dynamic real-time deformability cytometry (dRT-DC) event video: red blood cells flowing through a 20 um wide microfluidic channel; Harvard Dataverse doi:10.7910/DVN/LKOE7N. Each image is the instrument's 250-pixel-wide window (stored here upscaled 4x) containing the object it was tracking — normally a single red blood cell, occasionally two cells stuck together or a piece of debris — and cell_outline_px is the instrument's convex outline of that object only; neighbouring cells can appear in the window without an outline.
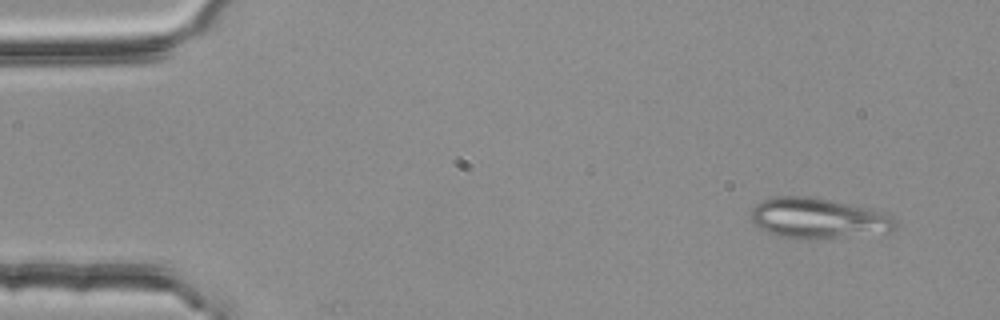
{"species": "common noctule bat (a hibernating species)", "species_latin": "Nyctalus noctula", "temperature_condition": "room temperature", "stored_images_in_passage": 12, "camera_frame_rate_fps": 3000, "um_per_image_px": 0.085, "animal": {"sex": "female", "body_mass_g": 25.1}, "frame": {"image": 1, "passage_image": 4, "time_ms": 1.0, "image_size_px": [1000, 320], "cell_outline_px": [[896, 228], [892, 232], [836, 236], [784, 236], [768, 232], [760, 228], [748, 216], [752, 208], [760, 200], [776, 196], [812, 196], [884, 212], [892, 216], [896, 220]], "centroid_in_image_um": [69.52, 18.49], "position_along_channel_um": 15.5, "area_um2": 33.0}}